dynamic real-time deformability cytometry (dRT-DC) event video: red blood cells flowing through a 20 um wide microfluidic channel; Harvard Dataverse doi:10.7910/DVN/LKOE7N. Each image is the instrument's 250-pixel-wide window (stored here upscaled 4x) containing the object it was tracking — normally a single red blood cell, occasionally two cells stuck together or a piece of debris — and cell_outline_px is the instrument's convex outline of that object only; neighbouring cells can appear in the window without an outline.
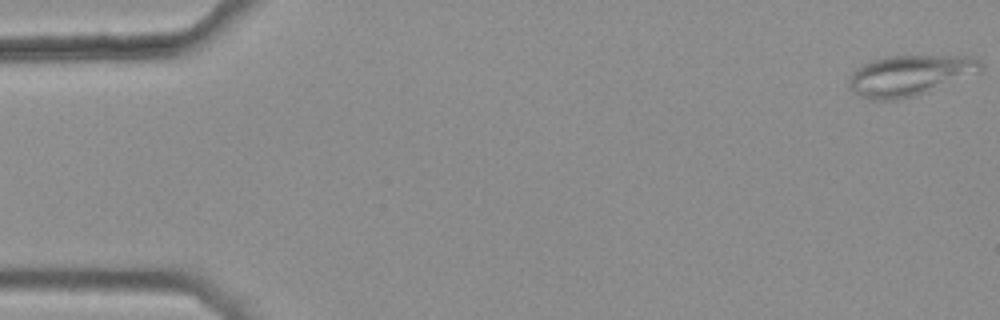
{"species": "common noctule bat (a hibernating species)", "species_latin": "Nyctalus noctula", "temperature_condition": "warm", "stored_images_in_passage": 10, "camera_frame_rate_fps": 3000, "um_per_image_px": 0.085, "animal": {"sex": "female", "body_mass_g": 25.1}, "frame": {"image": 1, "passage_image": 1, "time_ms": 0.0, "image_size_px": [1000, 320], "cell_outline_px": [[984, 68], [980, 72], [916, 96], [896, 100], [868, 100], [852, 92], [848, 80], [848, 76], [856, 68], [872, 60], [884, 56], [972, 56], [980, 60], [984, 64]], "centroid_in_image_um": [77.32, 6.41], "position_along_channel_um": 7.7, "area_um2": 31.5}}